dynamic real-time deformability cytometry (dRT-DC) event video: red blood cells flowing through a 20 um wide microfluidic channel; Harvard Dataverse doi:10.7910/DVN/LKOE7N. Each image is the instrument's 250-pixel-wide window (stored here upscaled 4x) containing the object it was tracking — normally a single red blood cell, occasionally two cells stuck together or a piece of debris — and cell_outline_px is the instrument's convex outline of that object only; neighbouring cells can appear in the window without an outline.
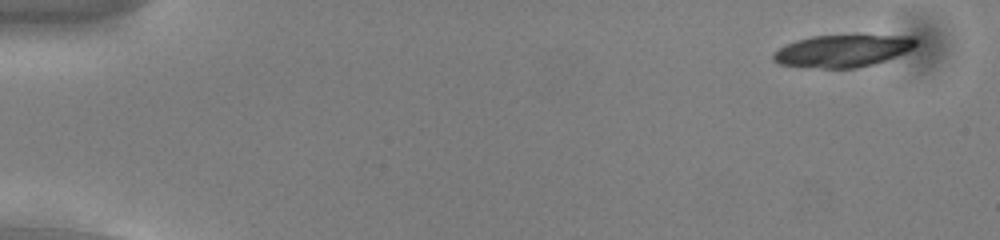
{"species": "common noctule bat (a hibernating species)", "species_latin": "Nyctalus noctula", "temperature_condition": "cold", "stored_images_in_passage": 14, "camera_frame_rate_fps": 3000, "um_per_image_px": 0.085, "animal": {"sex": "male", "body_mass_g": 13.0, "forearm_length_mm": 53.1}, "frame": {"image": 1, "passage_image": 1, "time_ms": 0.0, "image_size_px": [1000, 240], "cell_outline_px": [[916, 44], [912, 48], [896, 56], [872, 64], [856, 68], [824, 68], [780, 64], [772, 60], [772, 56], [780, 48], [796, 40], [812, 36], [856, 32], [912, 36], [916, 40]], "centroid_in_image_um": [71.68, 4.25], "position_along_channel_um": 13.3, "area_um2": 27.51}}